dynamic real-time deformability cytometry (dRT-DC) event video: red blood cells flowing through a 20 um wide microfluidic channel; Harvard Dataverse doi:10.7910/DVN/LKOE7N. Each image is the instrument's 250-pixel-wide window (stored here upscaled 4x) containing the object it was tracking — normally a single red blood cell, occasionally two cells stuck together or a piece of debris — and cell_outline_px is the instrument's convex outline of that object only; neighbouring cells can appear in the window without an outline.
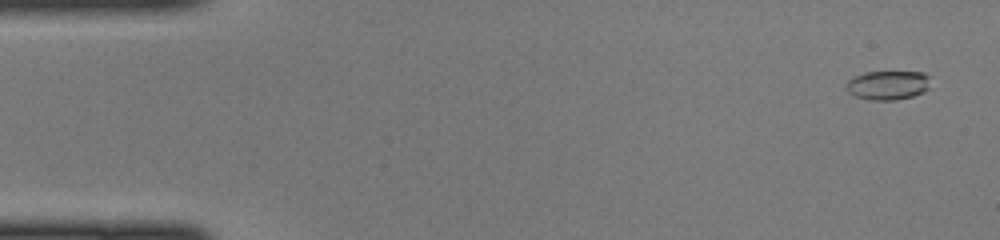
{"species": "common noctule bat (a hibernating species)", "species_latin": "Nyctalus noctula", "temperature_condition": "cold", "stored_images_in_passage": 47, "camera_frame_rate_fps": 3000, "um_per_image_px": 0.085, "animal": {"sex": "female", "body_mass_g": 22.0, "forearm_length_mm": 56.7}, "frame": {"image": 1, "passage_image": 2, "time_ms": 0.333, "image_size_px": [1000, 240], "cell_outline_px": [[932, 76], [928, 88], [924, 92], [912, 96], [896, 100], [872, 100], [856, 96], [848, 92], [848, 80], [852, 76], [864, 72], [924, 72]], "centroid_in_image_um": [75.52, 7.22], "position_along_channel_um": 9.5, "area_um2": 14.39}}
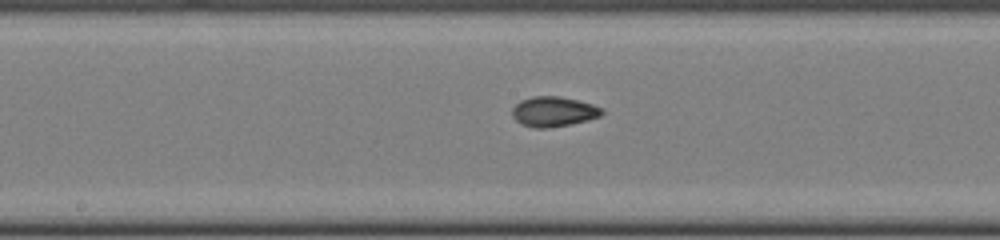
{"frame": {"image": 2, "passage_image": 24, "time_ms": 7.667, "image_size_px": [1000, 240], "cell_outline_px": [[604, 112], [600, 116], [588, 120], [548, 128], [532, 128], [520, 124], [512, 116], [512, 108], [520, 100], [532, 96], [560, 96], [592, 104], [604, 108]], "centroid_in_image_um": [47.03, 9.48], "position_along_channel_um": 201.2, "area_um2": 15.78}}
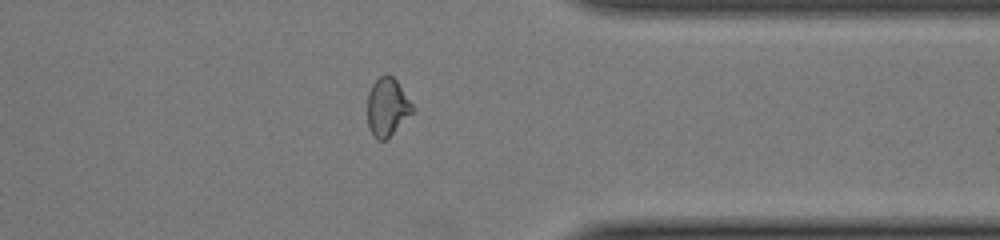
{"frame": {"image": 3, "passage_image": 37, "time_ms": 12.0, "image_size_px": [1000, 240], "cell_outline_px": [[412, 112], [384, 140], [376, 140], [368, 128], [368, 92], [372, 84], [380, 76], [388, 72], [396, 80], [412, 104]], "centroid_in_image_um": [32.87, 9.06], "position_along_channel_um": 378.5, "area_um2": 14.85}}